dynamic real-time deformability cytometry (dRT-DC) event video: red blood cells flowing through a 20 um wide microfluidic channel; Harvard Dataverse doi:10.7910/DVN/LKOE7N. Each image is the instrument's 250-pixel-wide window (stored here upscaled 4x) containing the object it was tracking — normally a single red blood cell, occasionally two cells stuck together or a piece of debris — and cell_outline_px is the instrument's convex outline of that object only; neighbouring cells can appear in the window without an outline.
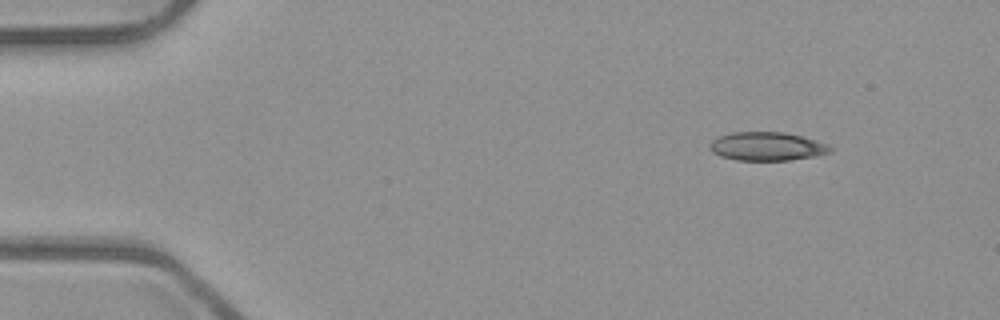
{"species": "common noctule bat (a hibernating species)", "species_latin": "Nyctalus noctula", "temperature_condition": "room temperature", "stored_images_in_passage": 6, "camera_frame_rate_fps": 3000, "um_per_image_px": 0.085, "animal": {"sex": "male", "body_mass_g": 23.1, "forearm_length_mm": 52.7}, "frame": {"image": 1, "passage_image": 1, "time_ms": 0.0, "image_size_px": [1000, 320], "cell_outline_px": [[836, 148], [832, 152], [816, 156], [788, 160], [736, 160], [720, 156], [712, 152], [708, 144], [712, 140], [720, 136], [732, 132], [784, 132], [800, 136], [828, 144]], "centroid_in_image_um": [65.21, 12.44], "position_along_channel_um": 19.8, "area_um2": 20.11}}
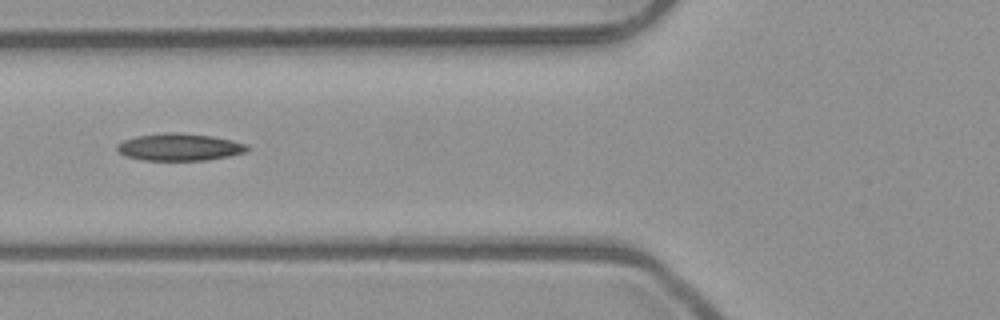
{"frame": {"image": 2, "passage_image": 5, "time_ms": 1.333, "image_size_px": [1000, 320], "cell_outline_px": [[248, 148], [244, 152], [228, 156], [208, 160], [144, 160], [124, 156], [116, 152], [116, 144], [124, 140], [136, 136], [164, 132], [180, 132], [212, 136], [232, 140], [248, 144]], "centroid_in_image_um": [15.2, 12.49], "position_along_channel_um": 110.6, "area_um2": 20.81}}
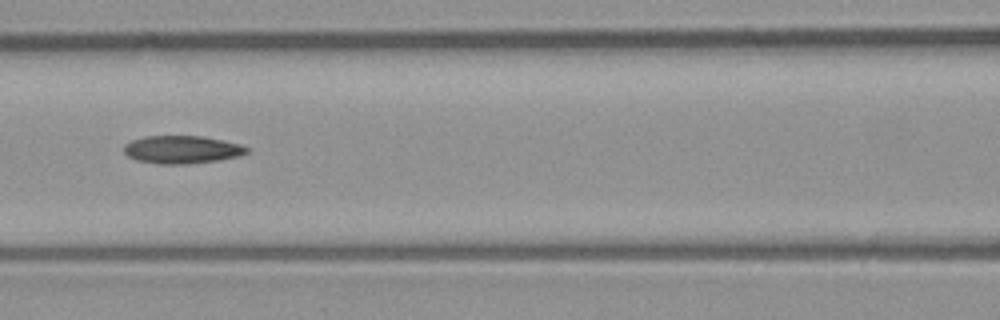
{"frame": {"image": 3, "passage_image": 6, "time_ms": 1.667, "image_size_px": [1000, 320], "cell_outline_px": [[248, 152], [240, 156], [216, 160], [188, 164], [156, 164], [136, 160], [128, 156], [124, 152], [124, 144], [132, 140], [144, 136], [204, 136], [224, 140], [240, 144], [248, 148]], "centroid_in_image_um": [15.45, 12.71], "position_along_channel_um": 151.1, "area_um2": 20.06}}